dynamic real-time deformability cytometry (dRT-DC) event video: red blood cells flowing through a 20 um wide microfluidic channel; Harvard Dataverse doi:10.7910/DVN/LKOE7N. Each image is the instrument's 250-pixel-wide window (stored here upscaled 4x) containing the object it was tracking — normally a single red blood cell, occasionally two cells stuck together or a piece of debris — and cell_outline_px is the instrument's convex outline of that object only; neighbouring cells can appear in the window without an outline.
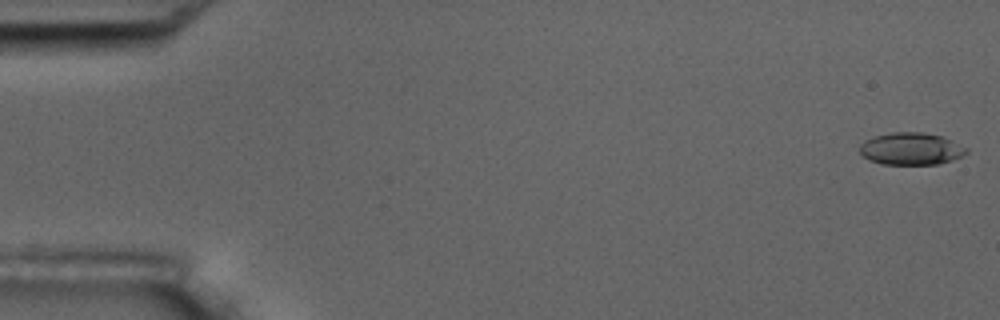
{"species": "common noctule bat (a hibernating species)", "species_latin": "Nyctalus noctula", "temperature_condition": "room temperature", "stored_images_in_passage": 5, "camera_frame_rate_fps": 3000, "um_per_image_px": 0.085, "animal": {"sex": "male", "body_mass_g": 17.5, "forearm_length_mm": 52.3}, "frame": {"image": 1, "passage_image": 1, "time_ms": 0.0, "image_size_px": [1000, 320], "cell_outline_px": [[968, 152], [952, 160], [936, 164], [880, 164], [868, 160], [860, 152], [860, 144], [864, 140], [876, 136], [892, 132], [924, 132], [944, 136], [968, 148]], "centroid_in_image_um": [77.44, 12.64], "position_along_channel_um": 7.6, "area_um2": 20.11}}
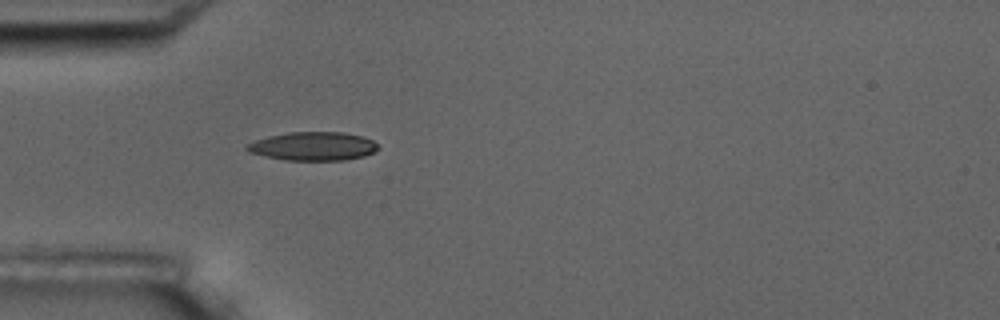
{"frame": {"image": 2, "passage_image": 5, "time_ms": 5.333, "image_size_px": [1000, 320], "cell_outline_px": [[376, 152], [364, 156], [344, 160], [284, 160], [264, 156], [248, 152], [244, 148], [248, 144], [256, 140], [268, 136], [288, 132], [344, 132], [364, 136], [372, 140], [376, 144]], "centroid_in_image_um": [26.6, 12.43], "position_along_channel_um": 58.4, "area_um2": 21.91}}